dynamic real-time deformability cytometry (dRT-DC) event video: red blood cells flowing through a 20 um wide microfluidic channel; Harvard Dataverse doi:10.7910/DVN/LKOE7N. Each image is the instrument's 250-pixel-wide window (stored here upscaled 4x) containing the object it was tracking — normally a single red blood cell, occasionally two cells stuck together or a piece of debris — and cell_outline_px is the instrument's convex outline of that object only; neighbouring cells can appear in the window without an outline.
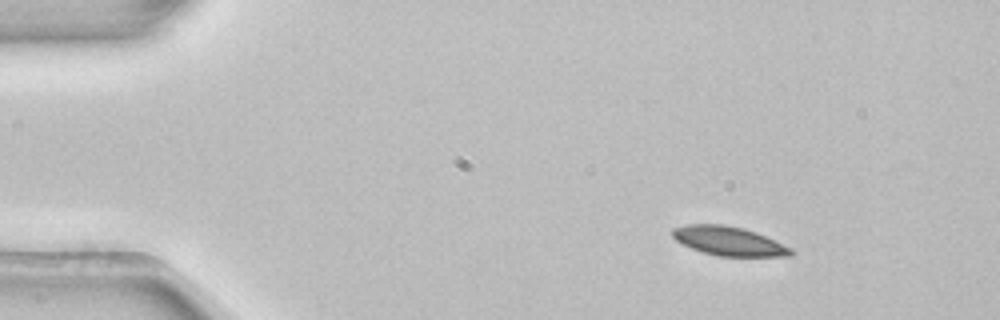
{"species": "common noctule bat (a hibernating species)", "species_latin": "Nyctalus noctula", "temperature_condition": "room temperature", "stored_images_in_passage": 5, "segment_of_instrument_passage": [2, 2], "camera_frame_rate_fps": 3000, "um_per_image_px": 0.085, "animal": {"sex": "female", "body_mass_g": 22.7, "forearm_length_mm": 54.2}, "frame": {"image": 1, "passage_image": 5, "time_ms": 1.333, "image_size_px": [1000, 320], "cell_outline_px": [[796, 252], [792, 256], [716, 256], [700, 252], [676, 240], [672, 236], [672, 228], [688, 224], [724, 224], [744, 228], [756, 232], [792, 248]], "centroid_in_image_um": [61.96, 20.49], "position_along_channel_um": 23.0, "area_um2": 20.17}}